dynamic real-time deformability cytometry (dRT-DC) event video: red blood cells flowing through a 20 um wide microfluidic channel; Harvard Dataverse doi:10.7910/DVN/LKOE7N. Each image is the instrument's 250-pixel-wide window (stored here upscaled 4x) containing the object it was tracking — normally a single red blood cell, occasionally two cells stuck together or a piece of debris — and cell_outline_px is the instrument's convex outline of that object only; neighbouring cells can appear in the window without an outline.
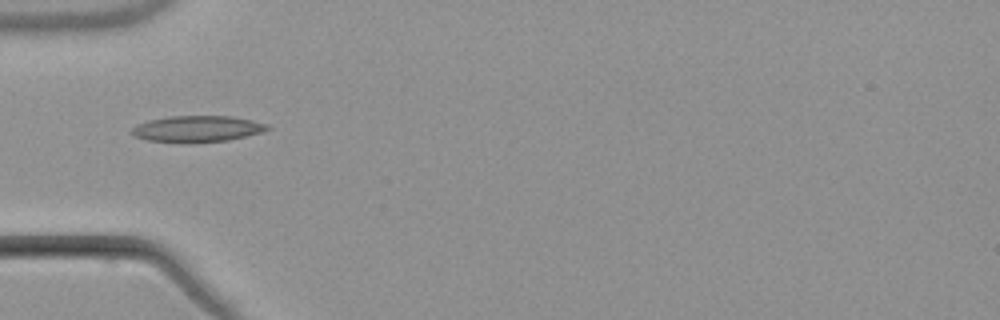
{"species": "common noctule bat (a hibernating species)", "species_latin": "Nyctalus noctula", "temperature_condition": "warm", "stored_images_in_passage": 3, "camera_frame_rate_fps": 3000, "um_per_image_px": 0.085, "animal": {"sex": "male", "body_mass_g": 21.5, "forearm_length_mm": 52.0}, "frame": {"image": 1, "passage_image": 3, "time_ms": 5.667, "image_size_px": [1000, 320], "cell_outline_px": [[272, 128], [260, 132], [228, 140], [188, 144], [184, 144], [144, 140], [132, 136], [132, 128], [136, 124], [148, 120], [168, 116], [232, 116], [252, 120], [268, 124]], "centroid_in_image_um": [16.7, 10.97], "position_along_channel_um": 68.3, "area_um2": 21.21}}